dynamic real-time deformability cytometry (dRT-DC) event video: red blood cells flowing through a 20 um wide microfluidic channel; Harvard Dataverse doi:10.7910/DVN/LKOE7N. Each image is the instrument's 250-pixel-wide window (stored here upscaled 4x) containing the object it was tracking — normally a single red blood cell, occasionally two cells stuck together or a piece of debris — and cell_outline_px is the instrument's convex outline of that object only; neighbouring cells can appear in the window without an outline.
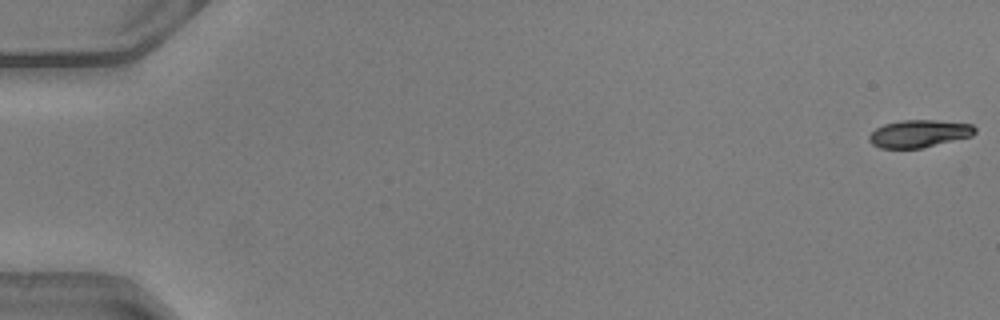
{"species": "common noctule bat (a hibernating species)", "species_latin": "Nyctalus noctula", "temperature_condition": "warm", "stored_images_in_passage": 6, "camera_frame_rate_fps": 3000, "um_per_image_px": 0.085, "animal": {"sex": "male", "body_mass_g": 20.5, "forearm_length_mm": 52.5}, "frame": {"image": 1, "passage_image": 1, "time_ms": 0.0, "image_size_px": [1000, 320], "cell_outline_px": [[976, 132], [972, 136], [920, 148], [880, 148], [872, 144], [868, 140], [868, 136], [876, 128], [884, 124], [900, 120], [936, 120], [972, 124], [976, 128]], "centroid_in_image_um": [78.11, 11.35], "position_along_channel_um": 6.9, "area_um2": 16.94}}